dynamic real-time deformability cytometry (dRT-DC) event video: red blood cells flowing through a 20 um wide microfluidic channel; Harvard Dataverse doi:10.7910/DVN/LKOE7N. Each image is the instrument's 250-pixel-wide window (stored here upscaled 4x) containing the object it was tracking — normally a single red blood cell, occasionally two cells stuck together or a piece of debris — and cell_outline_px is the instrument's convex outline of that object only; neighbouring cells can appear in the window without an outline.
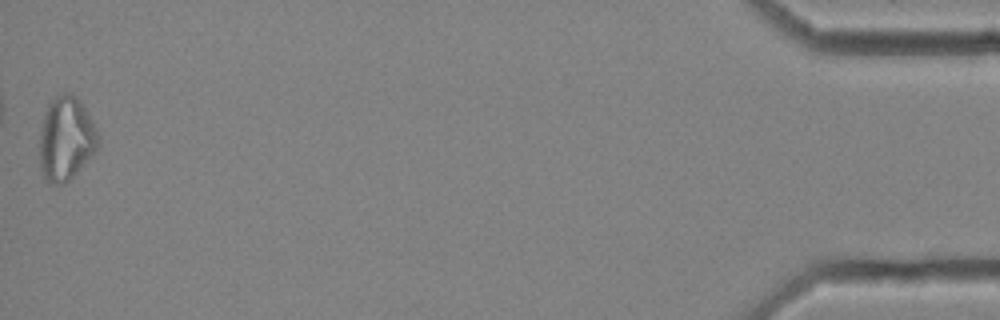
{"species": "common noctule bat (a hibernating species)", "species_latin": "Nyctalus noctula", "temperature_condition": "cold", "stored_images_in_passage": 41, "camera_frame_rate_fps": 3000, "um_per_image_px": 0.085, "animal": {"sex": "female", "body_mass_g": 25.1}, "frame": {"image": 1, "passage_image": 41, "time_ms": 13.333, "image_size_px": [1000, 320], "cell_outline_px": [[100, 140], [96, 148], [72, 176], [64, 184], [48, 184], [44, 180], [40, 168], [40, 128], [44, 112], [48, 104], [60, 92], [68, 92], [76, 96], [80, 100], [96, 128], [100, 136]], "centroid_in_image_um": [5.57, 11.76], "position_along_channel_um": 429.6, "area_um2": 28.55}, "authors_computed_cell_mechanics": {"area_um2": 20.808, "velocity_mm_per_s": 3.5219, "shape_relaxation_time_tau1_ms": null, "shape_relaxation_time_tau2_ms": 6.6521, "deformation_change_tau1": null, "deformation_change_tau2": 0.1392}}